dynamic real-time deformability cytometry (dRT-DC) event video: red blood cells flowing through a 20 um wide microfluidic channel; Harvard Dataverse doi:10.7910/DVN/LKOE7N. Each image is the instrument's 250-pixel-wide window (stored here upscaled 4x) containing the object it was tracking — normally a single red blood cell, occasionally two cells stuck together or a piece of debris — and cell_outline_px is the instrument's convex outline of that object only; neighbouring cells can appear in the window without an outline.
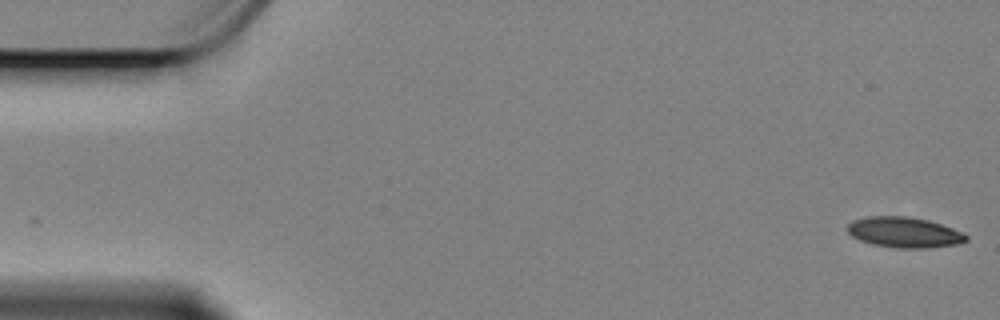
{"species": "Egyptian fruit bat (a non-hibernating species)", "species_latin": "Rousettus aegyptiacus", "temperature_condition": "cold", "stored_images_in_passage": 59, "camera_frame_rate_fps": 3000, "um_per_image_px": 0.085, "animal": {"sex": "female"}, "frame": {"image": 1, "passage_image": 1, "time_ms": 0.0, "image_size_px": [1000, 320], "cell_outline_px": [[968, 240], [960, 244], [928, 248], [896, 248], [872, 244], [860, 240], [852, 236], [848, 232], [848, 224], [852, 220], [868, 216], [908, 216], [928, 220], [964, 232], [968, 236]], "centroid_in_image_um": [76.89, 19.75], "position_along_channel_um": 8.1, "area_um2": 21.27}}
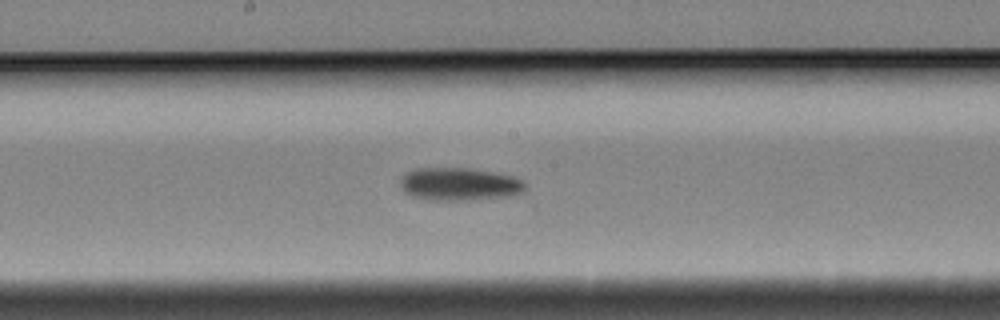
{"frame": {"image": 2, "passage_image": 30, "time_ms": 9.667, "image_size_px": [1000, 320], "cell_outline_px": [[528, 184], [520, 192], [512, 196], [468, 200], [432, 200], [412, 196], [404, 192], [400, 184], [400, 180], [408, 172], [416, 168], [464, 168], [512, 176]], "centroid_in_image_um": [39.02, 15.66], "position_along_channel_um": 209.2, "area_um2": 23.58}}
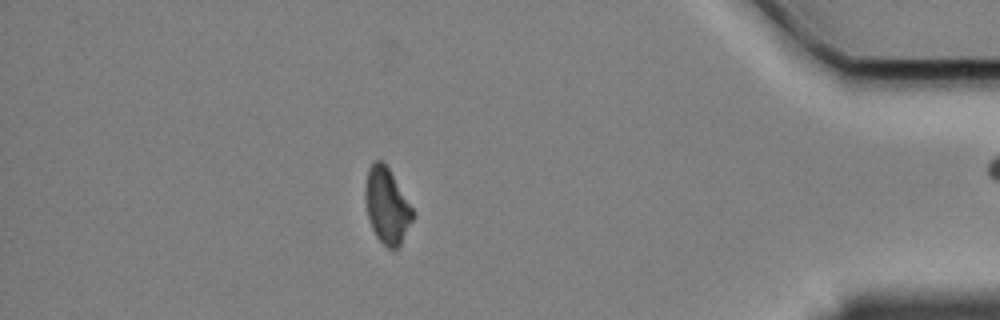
{"frame": {"image": 3, "passage_image": 51, "time_ms": 16.667, "image_size_px": [1000, 320], "cell_outline_px": [[412, 220], [400, 244], [396, 248], [388, 248], [376, 236], [372, 228], [368, 216], [364, 200], [364, 188], [368, 168], [376, 160], [380, 160], [388, 168], [412, 208]], "centroid_in_image_um": [32.84, 17.48], "position_along_channel_um": 402.4, "area_um2": 20.35}, "authors_computed_cell_mechanics": {"area_um2": 21.964, "velocity_mm_per_s": 3.3762, "shape_relaxation_time_tau1_ms": 3.8687, "shape_relaxation_time_tau2_ms": null, "deformation_change_tau1": 0.1412, "deformation_change_tau2": null}}